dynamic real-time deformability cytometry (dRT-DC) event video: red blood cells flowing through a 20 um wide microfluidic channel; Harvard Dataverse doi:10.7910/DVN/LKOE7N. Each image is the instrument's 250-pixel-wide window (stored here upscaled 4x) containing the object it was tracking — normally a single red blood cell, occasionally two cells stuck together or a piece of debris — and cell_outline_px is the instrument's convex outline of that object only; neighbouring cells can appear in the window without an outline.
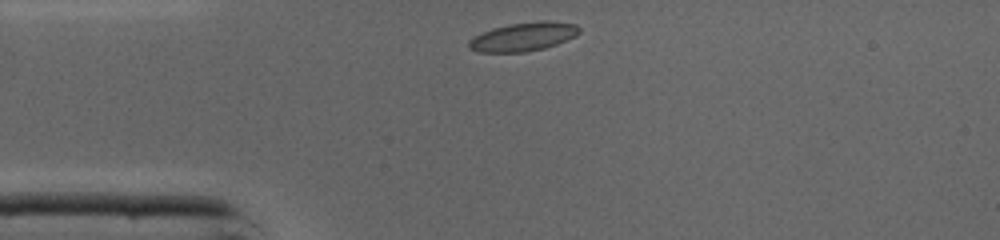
{"species": "common noctule bat (a hibernating species)", "species_latin": "Nyctalus noctula", "temperature_condition": "cold", "stored_images_in_passage": 27, "camera_frame_rate_fps": 3000, "um_per_image_px": 0.085, "animal": {"sex": "male", "body_mass_g": 19.0, "forearm_length_mm": 50.8}, "frame": {"image": 1, "passage_image": 1, "time_ms": 0.0, "image_size_px": [1000, 240], "cell_outline_px": [[580, 32], [576, 36], [556, 44], [544, 48], [524, 52], [480, 52], [468, 48], [468, 40], [492, 28], [512, 24], [540, 20], [544, 20], [576, 24], [580, 28]], "centroid_in_image_um": [44.5, 3.12], "position_along_channel_um": 40.5, "area_um2": 18.32}}
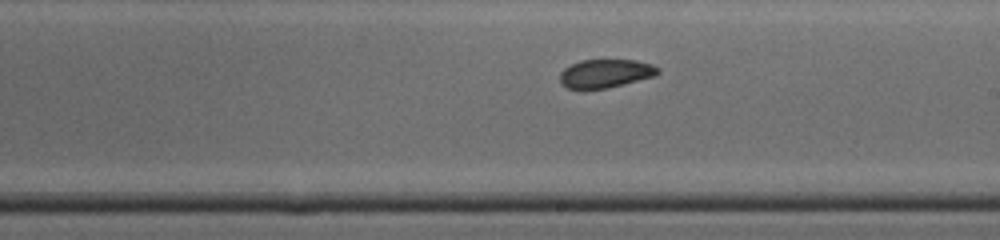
{"frame": {"image": 2, "passage_image": 16, "time_ms": 5.0, "image_size_px": [1000, 240], "cell_outline_px": [[660, 72], [656, 76], [608, 88], [584, 92], [580, 92], [568, 88], [560, 84], [560, 72], [564, 68], [580, 60], [636, 60], [652, 64], [660, 68]], "centroid_in_image_um": [51.43, 6.29], "position_along_channel_um": 237.6, "area_um2": 16.94}}
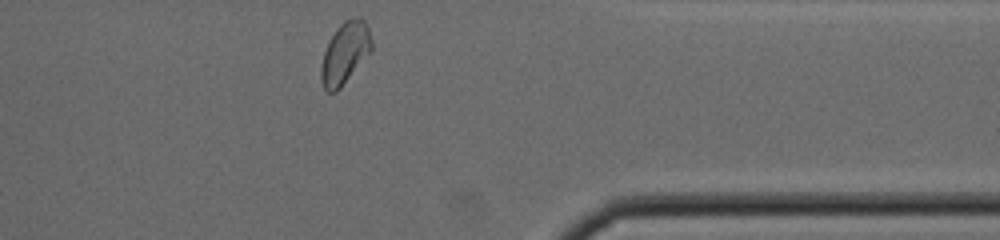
{"frame": {"image": 3, "passage_image": 27, "time_ms": 8.667, "image_size_px": [1000, 240], "cell_outline_px": [[372, 48], [340, 88], [336, 92], [328, 92], [324, 88], [320, 80], [320, 68], [324, 52], [328, 40], [336, 28], [344, 20], [352, 16], [360, 16], [364, 20], [368, 28], [372, 40]], "centroid_in_image_um": [29.29, 4.46], "position_along_channel_um": 382.1, "area_um2": 18.09}, "authors_computed_cell_mechanics": {"area_um2": 17.1088, "velocity_mm_per_s": 4.3307, "shape_relaxation_time_tau1_ms": 2.2163, "shape_relaxation_time_tau2_ms": 1.5741, "deformation_change_tau1": 0.0926, "deformation_change_tau2": 0.0558}}